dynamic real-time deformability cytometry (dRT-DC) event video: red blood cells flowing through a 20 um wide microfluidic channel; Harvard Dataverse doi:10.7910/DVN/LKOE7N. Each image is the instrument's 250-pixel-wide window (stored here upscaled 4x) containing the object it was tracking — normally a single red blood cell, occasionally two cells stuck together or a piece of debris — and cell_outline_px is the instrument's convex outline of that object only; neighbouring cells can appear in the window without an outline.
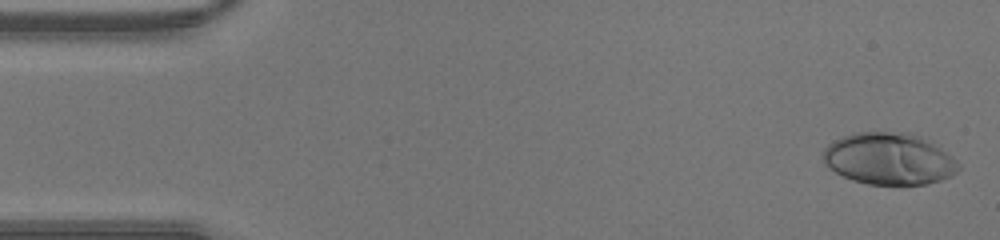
{"species": "human", "species_latin": "Homo sapiens", "temperature_condition": "warm", "stored_images_in_passage": 44, "camera_frame_rate_fps": 3000, "um_per_image_px": 0.085, "donor": {"sex": "male"}, "frame": {"image": 1, "passage_image": 1, "time_ms": 0.0, "image_size_px": [1000, 240], "cell_outline_px": [[960, 168], [956, 172], [940, 180], [928, 184], [868, 184], [852, 180], [828, 168], [824, 164], [824, 148], [828, 144], [844, 136], [856, 132], [908, 132], [920, 136], [952, 156], [960, 164]], "centroid_in_image_um": [75.56, 13.5], "position_along_channel_um": 9.4, "area_um2": 40.58}}
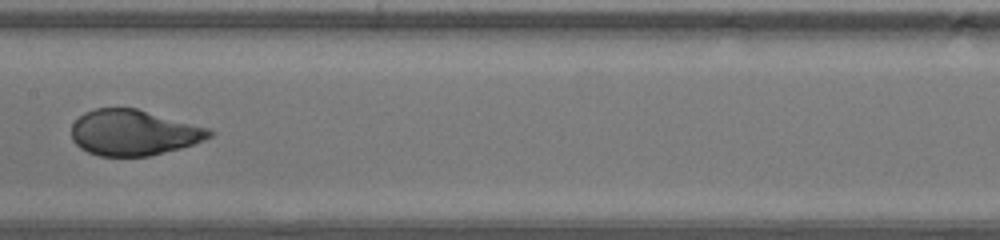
{"frame": {"image": 2, "passage_image": 22, "time_ms": 7.0, "image_size_px": [1000, 240], "cell_outline_px": [[216, 132], [212, 136], [204, 140], [180, 148], [148, 156], [100, 156], [88, 152], [80, 148], [72, 140], [72, 124], [84, 112], [96, 108], [136, 108], [208, 128]], "centroid_in_image_um": [11.34, 11.27], "position_along_channel_um": 196.1, "area_um2": 36.53}}
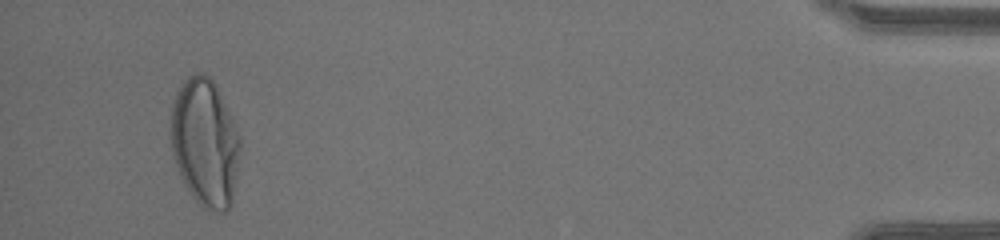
{"frame": {"image": 3, "passage_image": 42, "time_ms": 13.667, "image_size_px": [1000, 240], "cell_outline_px": [[240, 148], [232, 204], [228, 212], [220, 212], [208, 208], [200, 204], [188, 192], [180, 176], [172, 152], [168, 132], [172, 104], [176, 92], [180, 84], [188, 76], [196, 72], [204, 72], [212, 80], [232, 116], [240, 136]], "centroid_in_image_um": [17.4, 12.1], "position_along_channel_um": 417.8, "area_um2": 52.25}}